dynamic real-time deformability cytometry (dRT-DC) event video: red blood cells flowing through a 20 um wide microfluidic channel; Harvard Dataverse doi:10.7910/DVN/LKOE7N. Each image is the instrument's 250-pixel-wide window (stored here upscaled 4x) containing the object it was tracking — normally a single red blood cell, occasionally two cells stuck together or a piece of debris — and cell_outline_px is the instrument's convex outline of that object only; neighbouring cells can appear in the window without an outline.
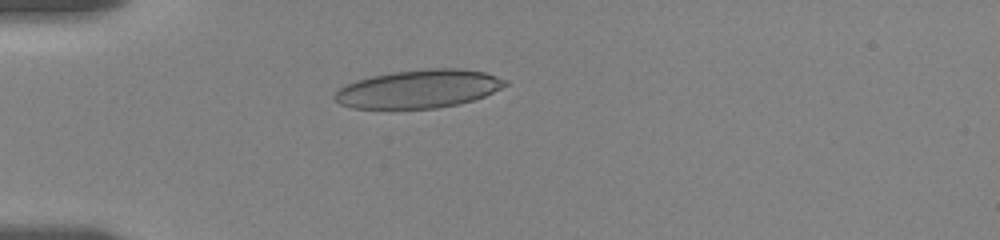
{"species": "human", "species_latin": "Homo sapiens", "temperature_condition": "room temperature", "stored_images_in_passage": 6, "camera_frame_rate_fps": 3000, "um_per_image_px": 0.085, "donor": {"sex": "female"}, "frame": {"image": 1, "passage_image": 1, "time_ms": 0.0, "image_size_px": [1000, 240], "cell_outline_px": [[508, 84], [484, 96], [460, 104], [436, 108], [352, 108], [340, 104], [332, 96], [340, 88], [356, 80], [372, 76], [392, 72], [428, 68], [460, 68], [484, 72], [508, 80]], "centroid_in_image_um": [35.6, 7.55], "position_along_channel_um": 49.4, "area_um2": 37.86}}
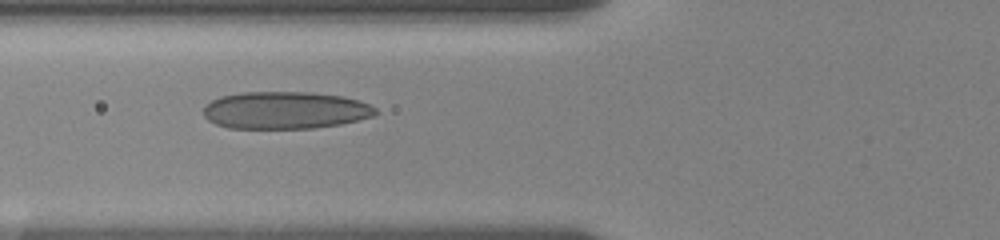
{"frame": {"image": 2, "passage_image": 4, "time_ms": 2.0, "image_size_px": [1000, 240], "cell_outline_px": [[376, 112], [372, 116], [340, 124], [312, 128], [228, 128], [216, 124], [208, 120], [204, 116], [204, 104], [220, 96], [240, 92], [312, 92], [340, 96], [356, 100], [368, 104], [376, 108]], "centroid_in_image_um": [24.17, 9.36], "position_along_channel_um": 101.6, "area_um2": 37.28}}
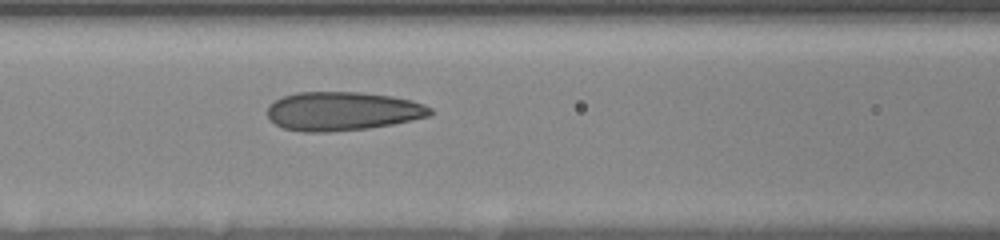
{"frame": {"image": 3, "passage_image": 6, "time_ms": 3.0, "image_size_px": [1000, 240], "cell_outline_px": [[432, 116], [392, 124], [368, 128], [328, 132], [304, 132], [284, 128], [276, 124], [268, 116], [268, 104], [284, 96], [296, 92], [360, 92], [392, 96], [412, 100], [424, 104], [432, 108]], "centroid_in_image_um": [29.14, 9.45], "position_along_channel_um": 137.5, "area_um2": 36.88}}